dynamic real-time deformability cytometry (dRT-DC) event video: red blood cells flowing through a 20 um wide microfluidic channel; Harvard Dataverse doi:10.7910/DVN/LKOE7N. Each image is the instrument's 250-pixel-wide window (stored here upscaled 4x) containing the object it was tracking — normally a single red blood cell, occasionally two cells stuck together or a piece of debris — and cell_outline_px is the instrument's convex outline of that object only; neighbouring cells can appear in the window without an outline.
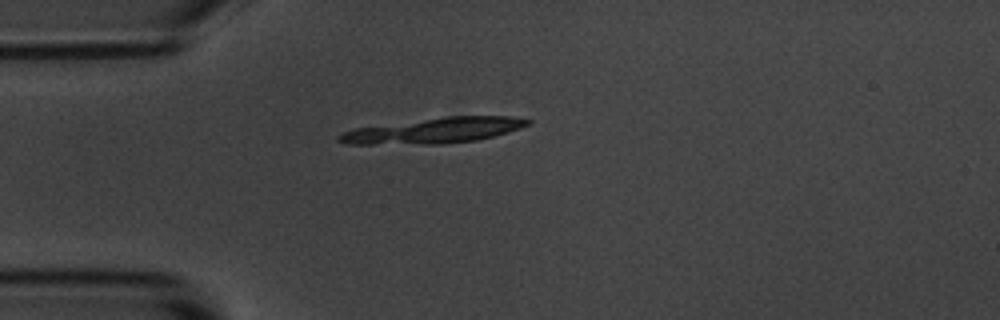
{"species": "common noctule bat (a hibernating species)", "species_latin": "Nyctalus noctula", "temperature_condition": "room temperature", "stored_images_in_passage": 4, "camera_frame_rate_fps": 3000, "um_per_image_px": 0.085, "animal": {"sex": "male", "body_mass_g": 20.1, "forearm_length_mm": 53.5}, "frame": {"image": 1, "passage_image": 4, "time_ms": 3.667, "image_size_px": [1000, 320], "cell_outline_px": [[532, 124], [508, 132], [476, 140], [444, 144], [344, 144], [336, 140], [336, 136], [344, 132], [356, 128], [448, 116], [508, 116], [532, 120]], "centroid_in_image_um": [36.89, 11.1], "position_along_channel_um": 48.1, "area_um2": 27.86}}